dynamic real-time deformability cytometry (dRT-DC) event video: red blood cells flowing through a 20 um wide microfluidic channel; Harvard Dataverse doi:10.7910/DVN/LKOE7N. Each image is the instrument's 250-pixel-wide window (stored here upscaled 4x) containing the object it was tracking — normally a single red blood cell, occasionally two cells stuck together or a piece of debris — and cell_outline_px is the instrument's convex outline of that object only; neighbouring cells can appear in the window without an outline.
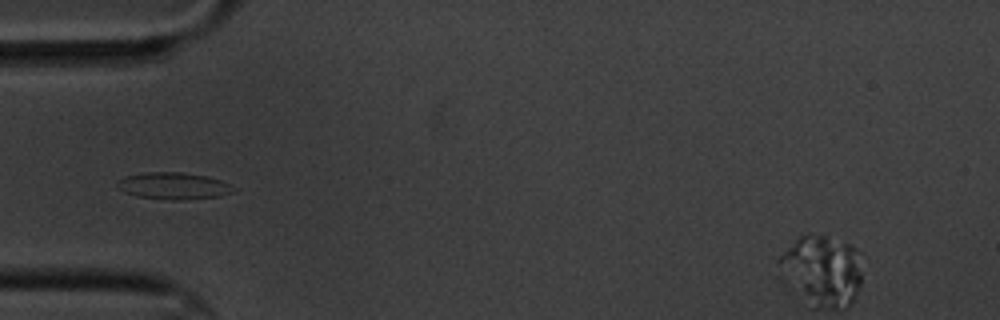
{"species": "common noctule bat (a hibernating species)", "species_latin": "Nyctalus noctula", "temperature_condition": "cold", "stored_images_in_passage": 15, "camera_frame_rate_fps": 3000, "um_per_image_px": 0.085, "animal": {"sex": "male", "body_mass_g": 20.1, "forearm_length_mm": 53.5}, "frame": {"image": 1, "passage_image": 4, "time_ms": 4.333, "image_size_px": [1000, 320], "cell_outline_px": [[236, 188], [232, 192], [220, 196], [176, 200], [172, 200], [136, 196], [124, 192], [116, 188], [116, 184], [124, 176], [148, 172], [180, 172], [208, 176], [220, 180]], "centroid_in_image_um": [14.72, 15.79], "position_along_channel_um": 70.3, "area_um2": 18.09}}
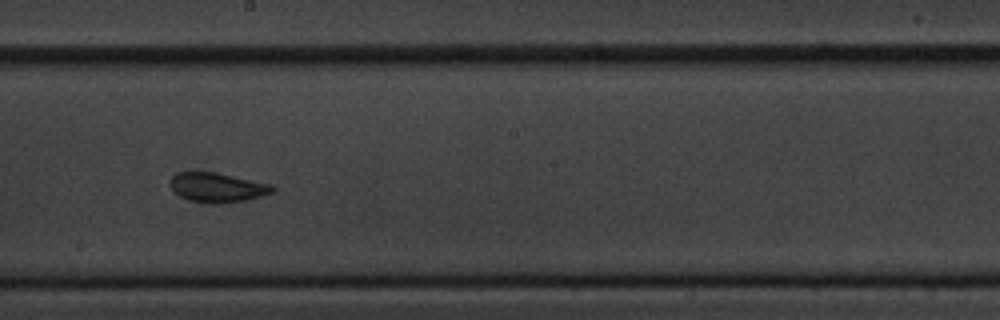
{"frame": {"image": 2, "passage_image": 8, "time_ms": 9.0, "image_size_px": [1000, 320], "cell_outline_px": [[276, 192], [248, 200], [212, 204], [188, 200], [180, 196], [172, 188], [172, 176], [176, 172], [216, 172], [272, 184], [276, 188]], "centroid_in_image_um": [18.54, 15.94], "position_along_channel_um": 229.7, "area_um2": 17.63}}
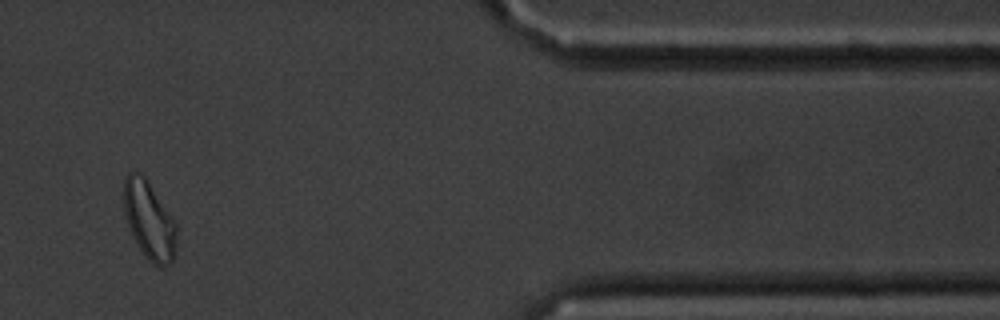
{"frame": {"image": 3, "passage_image": 13, "time_ms": 15.0, "image_size_px": [1000, 320], "cell_outline_px": [[176, 248], [172, 260], [168, 264], [152, 264], [148, 260], [136, 244], [128, 224], [124, 208], [124, 180], [128, 172], [140, 172], [144, 176], [176, 224]], "centroid_in_image_um": [12.66, 18.72], "position_along_channel_um": 398.7, "area_um2": 23.35}, "authors_computed_cell_mechanics": {"area_um2": 18.0914, "velocity_mm_per_s": 3.416, "shape_relaxation_time_tau1_ms": 1.7031, "shape_relaxation_time_tau2_ms": 1.4746, "deformation_change_tau1": 0.0758, "deformation_change_tau2": 0.0478}}